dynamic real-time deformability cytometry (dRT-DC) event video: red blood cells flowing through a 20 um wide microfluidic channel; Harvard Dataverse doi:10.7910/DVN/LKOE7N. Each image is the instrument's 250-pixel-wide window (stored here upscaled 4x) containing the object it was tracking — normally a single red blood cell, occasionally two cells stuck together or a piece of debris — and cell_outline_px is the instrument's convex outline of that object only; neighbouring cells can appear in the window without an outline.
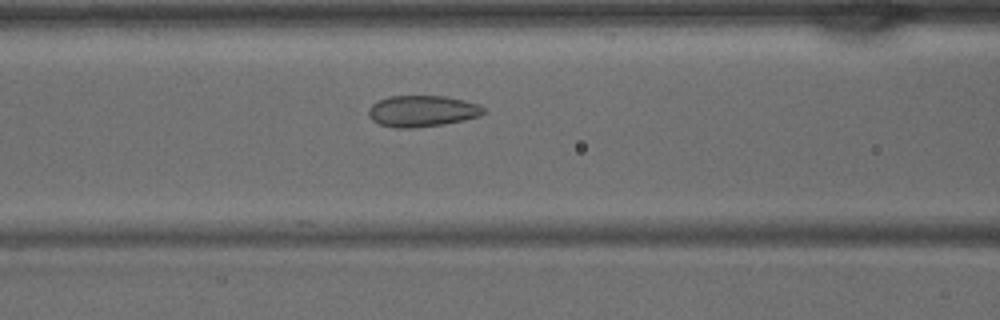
{"species": "common noctule bat (a hibernating species)", "species_latin": "Nyctalus noctula", "temperature_condition": "warm", "stored_images_in_passage": 39, "camera_frame_rate_fps": 3000, "um_per_image_px": 0.085, "animal": {"sex": "male", "body_mass_g": 15.6}, "frame": {"image": 1, "passage_image": 15, "time_ms": 4.667, "image_size_px": [1000, 320], "cell_outline_px": [[484, 112], [480, 116], [464, 120], [444, 124], [412, 128], [396, 128], [380, 124], [372, 120], [368, 116], [368, 108], [372, 104], [388, 96], [444, 96], [464, 100], [480, 104], [484, 108]], "centroid_in_image_um": [35.88, 9.44], "position_along_channel_um": 130.7, "area_um2": 21.04}}
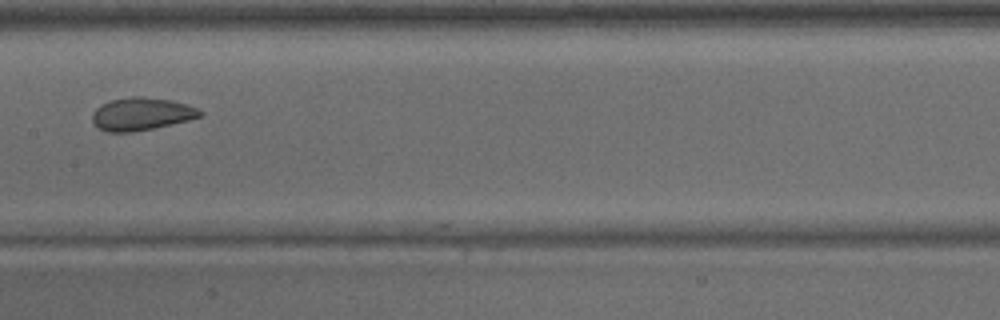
{"frame": {"image": 2, "passage_image": 19, "time_ms": 6.0, "image_size_px": [1000, 320], "cell_outline_px": [[204, 112], [200, 116], [188, 120], [152, 128], [132, 132], [108, 132], [100, 128], [92, 120], [92, 112], [96, 108], [112, 100], [132, 96], [140, 96], [172, 100], [200, 108]], "centroid_in_image_um": [12.05, 9.68], "position_along_channel_um": 195.4, "area_um2": 20.35}}
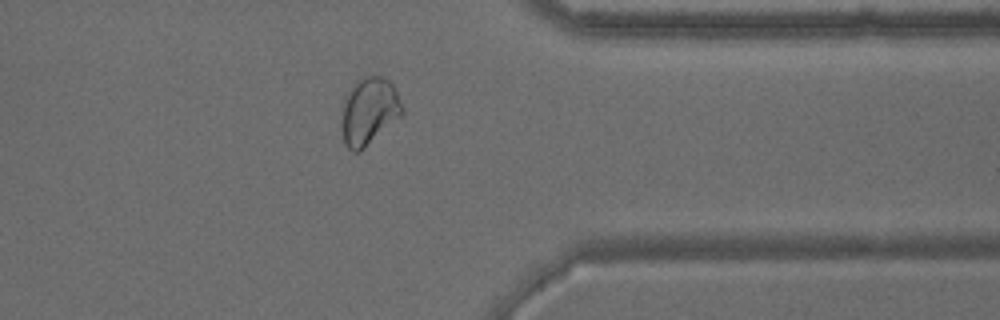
{"frame": {"image": 3, "passage_image": 31, "time_ms": 10.0, "image_size_px": [1000, 320], "cell_outline_px": [[404, 112], [400, 116], [360, 152], [352, 152], [344, 144], [340, 120], [344, 96], [356, 80], [364, 76], [384, 76], [396, 88], [404, 108]], "centroid_in_image_um": [31.34, 9.44], "position_along_channel_um": 380.1, "area_um2": 24.16}}